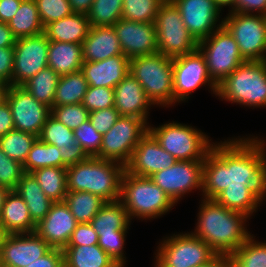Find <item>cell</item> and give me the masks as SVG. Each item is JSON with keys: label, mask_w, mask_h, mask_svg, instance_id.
<instances>
[{"label": "cell", "mask_w": 266, "mask_h": 267, "mask_svg": "<svg viewBox=\"0 0 266 267\" xmlns=\"http://www.w3.org/2000/svg\"><path fill=\"white\" fill-rule=\"evenodd\" d=\"M258 137L213 143L203 163L202 198L252 216L266 197V145Z\"/></svg>", "instance_id": "1"}, {"label": "cell", "mask_w": 266, "mask_h": 267, "mask_svg": "<svg viewBox=\"0 0 266 267\" xmlns=\"http://www.w3.org/2000/svg\"><path fill=\"white\" fill-rule=\"evenodd\" d=\"M199 206L193 234L209 245L218 255L230 256L251 235L246 225L250 217L227 209L214 199H204Z\"/></svg>", "instance_id": "2"}, {"label": "cell", "mask_w": 266, "mask_h": 267, "mask_svg": "<svg viewBox=\"0 0 266 267\" xmlns=\"http://www.w3.org/2000/svg\"><path fill=\"white\" fill-rule=\"evenodd\" d=\"M126 166L122 163L89 157L66 167L67 191H86L106 202L119 200Z\"/></svg>", "instance_id": "3"}, {"label": "cell", "mask_w": 266, "mask_h": 267, "mask_svg": "<svg viewBox=\"0 0 266 267\" xmlns=\"http://www.w3.org/2000/svg\"><path fill=\"white\" fill-rule=\"evenodd\" d=\"M119 201L125 207L130 220L155 219L175 206L171 198L149 177L136 176L125 170Z\"/></svg>", "instance_id": "4"}, {"label": "cell", "mask_w": 266, "mask_h": 267, "mask_svg": "<svg viewBox=\"0 0 266 267\" xmlns=\"http://www.w3.org/2000/svg\"><path fill=\"white\" fill-rule=\"evenodd\" d=\"M217 96L247 107H266V61H245L218 86Z\"/></svg>", "instance_id": "5"}, {"label": "cell", "mask_w": 266, "mask_h": 267, "mask_svg": "<svg viewBox=\"0 0 266 267\" xmlns=\"http://www.w3.org/2000/svg\"><path fill=\"white\" fill-rule=\"evenodd\" d=\"M130 74L140 83L153 105H159V107L173 105L171 57L156 53L132 58Z\"/></svg>", "instance_id": "6"}, {"label": "cell", "mask_w": 266, "mask_h": 267, "mask_svg": "<svg viewBox=\"0 0 266 267\" xmlns=\"http://www.w3.org/2000/svg\"><path fill=\"white\" fill-rule=\"evenodd\" d=\"M149 132L177 160H204L214 143L196 127L174 121L159 127L150 125Z\"/></svg>", "instance_id": "7"}, {"label": "cell", "mask_w": 266, "mask_h": 267, "mask_svg": "<svg viewBox=\"0 0 266 267\" xmlns=\"http://www.w3.org/2000/svg\"><path fill=\"white\" fill-rule=\"evenodd\" d=\"M157 247L154 267H198L218 255L192 232L166 236Z\"/></svg>", "instance_id": "8"}, {"label": "cell", "mask_w": 266, "mask_h": 267, "mask_svg": "<svg viewBox=\"0 0 266 267\" xmlns=\"http://www.w3.org/2000/svg\"><path fill=\"white\" fill-rule=\"evenodd\" d=\"M197 49L204 56L209 76L217 86L245 62L233 35L224 25L199 41Z\"/></svg>", "instance_id": "9"}, {"label": "cell", "mask_w": 266, "mask_h": 267, "mask_svg": "<svg viewBox=\"0 0 266 267\" xmlns=\"http://www.w3.org/2000/svg\"><path fill=\"white\" fill-rule=\"evenodd\" d=\"M154 24L158 53L173 58L197 50L198 42L189 33L179 10L170 0L160 6Z\"/></svg>", "instance_id": "10"}, {"label": "cell", "mask_w": 266, "mask_h": 267, "mask_svg": "<svg viewBox=\"0 0 266 267\" xmlns=\"http://www.w3.org/2000/svg\"><path fill=\"white\" fill-rule=\"evenodd\" d=\"M223 25L245 61H266V15L229 11Z\"/></svg>", "instance_id": "11"}, {"label": "cell", "mask_w": 266, "mask_h": 267, "mask_svg": "<svg viewBox=\"0 0 266 267\" xmlns=\"http://www.w3.org/2000/svg\"><path fill=\"white\" fill-rule=\"evenodd\" d=\"M149 131V125L133 116H120L116 123L103 134L102 144L96 158L124 164L130 162L135 147Z\"/></svg>", "instance_id": "12"}, {"label": "cell", "mask_w": 266, "mask_h": 267, "mask_svg": "<svg viewBox=\"0 0 266 267\" xmlns=\"http://www.w3.org/2000/svg\"><path fill=\"white\" fill-rule=\"evenodd\" d=\"M173 104L186 101L198 89L207 85L217 96L218 86L212 81L204 56L197 49L193 53L172 58Z\"/></svg>", "instance_id": "13"}, {"label": "cell", "mask_w": 266, "mask_h": 267, "mask_svg": "<svg viewBox=\"0 0 266 267\" xmlns=\"http://www.w3.org/2000/svg\"><path fill=\"white\" fill-rule=\"evenodd\" d=\"M49 39L41 34L16 39L11 86H22L48 67Z\"/></svg>", "instance_id": "14"}, {"label": "cell", "mask_w": 266, "mask_h": 267, "mask_svg": "<svg viewBox=\"0 0 266 267\" xmlns=\"http://www.w3.org/2000/svg\"><path fill=\"white\" fill-rule=\"evenodd\" d=\"M203 163L204 160H177L170 168L149 178L177 204L179 199L194 189L202 192Z\"/></svg>", "instance_id": "15"}, {"label": "cell", "mask_w": 266, "mask_h": 267, "mask_svg": "<svg viewBox=\"0 0 266 267\" xmlns=\"http://www.w3.org/2000/svg\"><path fill=\"white\" fill-rule=\"evenodd\" d=\"M5 100L10 106L14 128L39 136L51 108L37 101L24 87L8 86Z\"/></svg>", "instance_id": "16"}, {"label": "cell", "mask_w": 266, "mask_h": 267, "mask_svg": "<svg viewBox=\"0 0 266 267\" xmlns=\"http://www.w3.org/2000/svg\"><path fill=\"white\" fill-rule=\"evenodd\" d=\"M170 1L179 10L185 27L197 42L207 38L223 25V19L221 22L219 20L221 9L214 0Z\"/></svg>", "instance_id": "17"}, {"label": "cell", "mask_w": 266, "mask_h": 267, "mask_svg": "<svg viewBox=\"0 0 266 267\" xmlns=\"http://www.w3.org/2000/svg\"><path fill=\"white\" fill-rule=\"evenodd\" d=\"M123 54L132 59L158 53L154 23L135 22L121 18L113 25Z\"/></svg>", "instance_id": "18"}, {"label": "cell", "mask_w": 266, "mask_h": 267, "mask_svg": "<svg viewBox=\"0 0 266 267\" xmlns=\"http://www.w3.org/2000/svg\"><path fill=\"white\" fill-rule=\"evenodd\" d=\"M51 249L35 232L8 234L0 252V267H26Z\"/></svg>", "instance_id": "19"}, {"label": "cell", "mask_w": 266, "mask_h": 267, "mask_svg": "<svg viewBox=\"0 0 266 267\" xmlns=\"http://www.w3.org/2000/svg\"><path fill=\"white\" fill-rule=\"evenodd\" d=\"M177 159L164 150L148 131L134 149L126 170L136 176L150 177L161 170L170 168Z\"/></svg>", "instance_id": "20"}, {"label": "cell", "mask_w": 266, "mask_h": 267, "mask_svg": "<svg viewBox=\"0 0 266 267\" xmlns=\"http://www.w3.org/2000/svg\"><path fill=\"white\" fill-rule=\"evenodd\" d=\"M77 221L65 202H55L35 229V233L52 248L63 249L69 243Z\"/></svg>", "instance_id": "21"}, {"label": "cell", "mask_w": 266, "mask_h": 267, "mask_svg": "<svg viewBox=\"0 0 266 267\" xmlns=\"http://www.w3.org/2000/svg\"><path fill=\"white\" fill-rule=\"evenodd\" d=\"M114 107L120 116H133L144 120L147 124L149 107L148 99L140 83L129 73L115 88Z\"/></svg>", "instance_id": "22"}, {"label": "cell", "mask_w": 266, "mask_h": 267, "mask_svg": "<svg viewBox=\"0 0 266 267\" xmlns=\"http://www.w3.org/2000/svg\"><path fill=\"white\" fill-rule=\"evenodd\" d=\"M81 72L88 86L114 89L130 73V59L117 55L102 61L84 62Z\"/></svg>", "instance_id": "23"}, {"label": "cell", "mask_w": 266, "mask_h": 267, "mask_svg": "<svg viewBox=\"0 0 266 267\" xmlns=\"http://www.w3.org/2000/svg\"><path fill=\"white\" fill-rule=\"evenodd\" d=\"M82 52L84 62L124 55L113 26H91L88 36L82 42Z\"/></svg>", "instance_id": "24"}, {"label": "cell", "mask_w": 266, "mask_h": 267, "mask_svg": "<svg viewBox=\"0 0 266 267\" xmlns=\"http://www.w3.org/2000/svg\"><path fill=\"white\" fill-rule=\"evenodd\" d=\"M0 224L8 234L35 232L36 224L32 221L28 207L22 197L10 190L0 213Z\"/></svg>", "instance_id": "25"}, {"label": "cell", "mask_w": 266, "mask_h": 267, "mask_svg": "<svg viewBox=\"0 0 266 267\" xmlns=\"http://www.w3.org/2000/svg\"><path fill=\"white\" fill-rule=\"evenodd\" d=\"M90 23L87 15L72 13L44 28L49 41L81 44L88 36Z\"/></svg>", "instance_id": "26"}, {"label": "cell", "mask_w": 266, "mask_h": 267, "mask_svg": "<svg viewBox=\"0 0 266 267\" xmlns=\"http://www.w3.org/2000/svg\"><path fill=\"white\" fill-rule=\"evenodd\" d=\"M82 45L50 41L48 48V67L59 76L81 71L83 65Z\"/></svg>", "instance_id": "27"}, {"label": "cell", "mask_w": 266, "mask_h": 267, "mask_svg": "<svg viewBox=\"0 0 266 267\" xmlns=\"http://www.w3.org/2000/svg\"><path fill=\"white\" fill-rule=\"evenodd\" d=\"M15 191L25 201L32 221L37 225L55 203L42 191L40 184L31 173H24Z\"/></svg>", "instance_id": "28"}, {"label": "cell", "mask_w": 266, "mask_h": 267, "mask_svg": "<svg viewBox=\"0 0 266 267\" xmlns=\"http://www.w3.org/2000/svg\"><path fill=\"white\" fill-rule=\"evenodd\" d=\"M64 267H120L98 245H67L62 249Z\"/></svg>", "instance_id": "29"}, {"label": "cell", "mask_w": 266, "mask_h": 267, "mask_svg": "<svg viewBox=\"0 0 266 267\" xmlns=\"http://www.w3.org/2000/svg\"><path fill=\"white\" fill-rule=\"evenodd\" d=\"M131 222L123 204L116 200L106 202L90 224L98 234H108L113 231H128Z\"/></svg>", "instance_id": "30"}, {"label": "cell", "mask_w": 266, "mask_h": 267, "mask_svg": "<svg viewBox=\"0 0 266 267\" xmlns=\"http://www.w3.org/2000/svg\"><path fill=\"white\" fill-rule=\"evenodd\" d=\"M7 24L16 39L44 32L35 0H22L15 16Z\"/></svg>", "instance_id": "31"}, {"label": "cell", "mask_w": 266, "mask_h": 267, "mask_svg": "<svg viewBox=\"0 0 266 267\" xmlns=\"http://www.w3.org/2000/svg\"><path fill=\"white\" fill-rule=\"evenodd\" d=\"M64 202L77 223H90L106 203L100 196L86 191H68Z\"/></svg>", "instance_id": "32"}, {"label": "cell", "mask_w": 266, "mask_h": 267, "mask_svg": "<svg viewBox=\"0 0 266 267\" xmlns=\"http://www.w3.org/2000/svg\"><path fill=\"white\" fill-rule=\"evenodd\" d=\"M87 89L88 82L81 71L60 76L54 106L82 103Z\"/></svg>", "instance_id": "33"}, {"label": "cell", "mask_w": 266, "mask_h": 267, "mask_svg": "<svg viewBox=\"0 0 266 267\" xmlns=\"http://www.w3.org/2000/svg\"><path fill=\"white\" fill-rule=\"evenodd\" d=\"M59 78L60 76L56 72L50 67H46L26 81L22 87L37 101L52 109Z\"/></svg>", "instance_id": "34"}, {"label": "cell", "mask_w": 266, "mask_h": 267, "mask_svg": "<svg viewBox=\"0 0 266 267\" xmlns=\"http://www.w3.org/2000/svg\"><path fill=\"white\" fill-rule=\"evenodd\" d=\"M42 191L54 202H63L67 194L65 167H44L31 172Z\"/></svg>", "instance_id": "35"}, {"label": "cell", "mask_w": 266, "mask_h": 267, "mask_svg": "<svg viewBox=\"0 0 266 267\" xmlns=\"http://www.w3.org/2000/svg\"><path fill=\"white\" fill-rule=\"evenodd\" d=\"M44 167H62V157L57 146L36 139L23 164L25 173H31Z\"/></svg>", "instance_id": "36"}, {"label": "cell", "mask_w": 266, "mask_h": 267, "mask_svg": "<svg viewBox=\"0 0 266 267\" xmlns=\"http://www.w3.org/2000/svg\"><path fill=\"white\" fill-rule=\"evenodd\" d=\"M231 267H266V241H256L253 234L230 255Z\"/></svg>", "instance_id": "37"}, {"label": "cell", "mask_w": 266, "mask_h": 267, "mask_svg": "<svg viewBox=\"0 0 266 267\" xmlns=\"http://www.w3.org/2000/svg\"><path fill=\"white\" fill-rule=\"evenodd\" d=\"M37 138L32 133L14 129L0 138V148L9 158L23 165Z\"/></svg>", "instance_id": "38"}, {"label": "cell", "mask_w": 266, "mask_h": 267, "mask_svg": "<svg viewBox=\"0 0 266 267\" xmlns=\"http://www.w3.org/2000/svg\"><path fill=\"white\" fill-rule=\"evenodd\" d=\"M123 0H94L87 14L90 26H113L122 18Z\"/></svg>", "instance_id": "39"}, {"label": "cell", "mask_w": 266, "mask_h": 267, "mask_svg": "<svg viewBox=\"0 0 266 267\" xmlns=\"http://www.w3.org/2000/svg\"><path fill=\"white\" fill-rule=\"evenodd\" d=\"M166 0H123L122 18L154 23L160 6Z\"/></svg>", "instance_id": "40"}, {"label": "cell", "mask_w": 266, "mask_h": 267, "mask_svg": "<svg viewBox=\"0 0 266 267\" xmlns=\"http://www.w3.org/2000/svg\"><path fill=\"white\" fill-rule=\"evenodd\" d=\"M38 138L44 143L57 146L58 148L63 147H74L77 142L74 138L73 130L67 128L63 123L59 122L53 115H50Z\"/></svg>", "instance_id": "41"}, {"label": "cell", "mask_w": 266, "mask_h": 267, "mask_svg": "<svg viewBox=\"0 0 266 267\" xmlns=\"http://www.w3.org/2000/svg\"><path fill=\"white\" fill-rule=\"evenodd\" d=\"M51 115L71 130H75L89 119V111L82 103L54 106Z\"/></svg>", "instance_id": "42"}, {"label": "cell", "mask_w": 266, "mask_h": 267, "mask_svg": "<svg viewBox=\"0 0 266 267\" xmlns=\"http://www.w3.org/2000/svg\"><path fill=\"white\" fill-rule=\"evenodd\" d=\"M44 28L73 13L69 0H35Z\"/></svg>", "instance_id": "43"}, {"label": "cell", "mask_w": 266, "mask_h": 267, "mask_svg": "<svg viewBox=\"0 0 266 267\" xmlns=\"http://www.w3.org/2000/svg\"><path fill=\"white\" fill-rule=\"evenodd\" d=\"M128 231H113L108 234H98V245L106 252L120 267H124L126 257L123 251L125 237Z\"/></svg>", "instance_id": "44"}, {"label": "cell", "mask_w": 266, "mask_h": 267, "mask_svg": "<svg viewBox=\"0 0 266 267\" xmlns=\"http://www.w3.org/2000/svg\"><path fill=\"white\" fill-rule=\"evenodd\" d=\"M74 138L89 157L99 154L103 135L96 131L89 119L73 130Z\"/></svg>", "instance_id": "45"}, {"label": "cell", "mask_w": 266, "mask_h": 267, "mask_svg": "<svg viewBox=\"0 0 266 267\" xmlns=\"http://www.w3.org/2000/svg\"><path fill=\"white\" fill-rule=\"evenodd\" d=\"M24 173L23 165L9 158L0 148V186L15 190Z\"/></svg>", "instance_id": "46"}, {"label": "cell", "mask_w": 266, "mask_h": 267, "mask_svg": "<svg viewBox=\"0 0 266 267\" xmlns=\"http://www.w3.org/2000/svg\"><path fill=\"white\" fill-rule=\"evenodd\" d=\"M113 88L88 86L82 104L89 112L114 107Z\"/></svg>", "instance_id": "47"}, {"label": "cell", "mask_w": 266, "mask_h": 267, "mask_svg": "<svg viewBox=\"0 0 266 267\" xmlns=\"http://www.w3.org/2000/svg\"><path fill=\"white\" fill-rule=\"evenodd\" d=\"M120 114L115 107L89 112V121L100 134H105L116 123Z\"/></svg>", "instance_id": "48"}, {"label": "cell", "mask_w": 266, "mask_h": 267, "mask_svg": "<svg viewBox=\"0 0 266 267\" xmlns=\"http://www.w3.org/2000/svg\"><path fill=\"white\" fill-rule=\"evenodd\" d=\"M98 244V233L90 223H78L67 245H95Z\"/></svg>", "instance_id": "49"}, {"label": "cell", "mask_w": 266, "mask_h": 267, "mask_svg": "<svg viewBox=\"0 0 266 267\" xmlns=\"http://www.w3.org/2000/svg\"><path fill=\"white\" fill-rule=\"evenodd\" d=\"M14 47L0 48V80L11 86L13 76Z\"/></svg>", "instance_id": "50"}, {"label": "cell", "mask_w": 266, "mask_h": 267, "mask_svg": "<svg viewBox=\"0 0 266 267\" xmlns=\"http://www.w3.org/2000/svg\"><path fill=\"white\" fill-rule=\"evenodd\" d=\"M59 149L62 157V167L65 168L89 158V156L77 142L74 144V147H60Z\"/></svg>", "instance_id": "51"}, {"label": "cell", "mask_w": 266, "mask_h": 267, "mask_svg": "<svg viewBox=\"0 0 266 267\" xmlns=\"http://www.w3.org/2000/svg\"><path fill=\"white\" fill-rule=\"evenodd\" d=\"M26 267H64L63 250L52 248L47 254Z\"/></svg>", "instance_id": "52"}, {"label": "cell", "mask_w": 266, "mask_h": 267, "mask_svg": "<svg viewBox=\"0 0 266 267\" xmlns=\"http://www.w3.org/2000/svg\"><path fill=\"white\" fill-rule=\"evenodd\" d=\"M231 12L266 15V0H237Z\"/></svg>", "instance_id": "53"}, {"label": "cell", "mask_w": 266, "mask_h": 267, "mask_svg": "<svg viewBox=\"0 0 266 267\" xmlns=\"http://www.w3.org/2000/svg\"><path fill=\"white\" fill-rule=\"evenodd\" d=\"M14 129L10 106L4 100L0 103V138Z\"/></svg>", "instance_id": "54"}, {"label": "cell", "mask_w": 266, "mask_h": 267, "mask_svg": "<svg viewBox=\"0 0 266 267\" xmlns=\"http://www.w3.org/2000/svg\"><path fill=\"white\" fill-rule=\"evenodd\" d=\"M22 0H0V22L8 23L16 14Z\"/></svg>", "instance_id": "55"}, {"label": "cell", "mask_w": 266, "mask_h": 267, "mask_svg": "<svg viewBox=\"0 0 266 267\" xmlns=\"http://www.w3.org/2000/svg\"><path fill=\"white\" fill-rule=\"evenodd\" d=\"M16 38L5 22H0V48L14 47Z\"/></svg>", "instance_id": "56"}, {"label": "cell", "mask_w": 266, "mask_h": 267, "mask_svg": "<svg viewBox=\"0 0 266 267\" xmlns=\"http://www.w3.org/2000/svg\"><path fill=\"white\" fill-rule=\"evenodd\" d=\"M94 0H69L73 13L87 15Z\"/></svg>", "instance_id": "57"}, {"label": "cell", "mask_w": 266, "mask_h": 267, "mask_svg": "<svg viewBox=\"0 0 266 267\" xmlns=\"http://www.w3.org/2000/svg\"><path fill=\"white\" fill-rule=\"evenodd\" d=\"M198 267H231L230 256L217 255L212 261Z\"/></svg>", "instance_id": "58"}, {"label": "cell", "mask_w": 266, "mask_h": 267, "mask_svg": "<svg viewBox=\"0 0 266 267\" xmlns=\"http://www.w3.org/2000/svg\"><path fill=\"white\" fill-rule=\"evenodd\" d=\"M215 4L221 9V11L223 10L222 8L228 6L230 9H228L229 11H231L234 7H235V3L237 0H214Z\"/></svg>", "instance_id": "59"}, {"label": "cell", "mask_w": 266, "mask_h": 267, "mask_svg": "<svg viewBox=\"0 0 266 267\" xmlns=\"http://www.w3.org/2000/svg\"><path fill=\"white\" fill-rule=\"evenodd\" d=\"M9 191L7 188L0 186V213Z\"/></svg>", "instance_id": "60"}, {"label": "cell", "mask_w": 266, "mask_h": 267, "mask_svg": "<svg viewBox=\"0 0 266 267\" xmlns=\"http://www.w3.org/2000/svg\"><path fill=\"white\" fill-rule=\"evenodd\" d=\"M7 236H8L7 231L0 224V252H1V249H2V245L4 244L5 239L7 238Z\"/></svg>", "instance_id": "61"}, {"label": "cell", "mask_w": 266, "mask_h": 267, "mask_svg": "<svg viewBox=\"0 0 266 267\" xmlns=\"http://www.w3.org/2000/svg\"><path fill=\"white\" fill-rule=\"evenodd\" d=\"M6 90H0V103L5 100Z\"/></svg>", "instance_id": "62"}, {"label": "cell", "mask_w": 266, "mask_h": 267, "mask_svg": "<svg viewBox=\"0 0 266 267\" xmlns=\"http://www.w3.org/2000/svg\"><path fill=\"white\" fill-rule=\"evenodd\" d=\"M8 85L5 84L2 80H0V90H7Z\"/></svg>", "instance_id": "63"}]
</instances>
